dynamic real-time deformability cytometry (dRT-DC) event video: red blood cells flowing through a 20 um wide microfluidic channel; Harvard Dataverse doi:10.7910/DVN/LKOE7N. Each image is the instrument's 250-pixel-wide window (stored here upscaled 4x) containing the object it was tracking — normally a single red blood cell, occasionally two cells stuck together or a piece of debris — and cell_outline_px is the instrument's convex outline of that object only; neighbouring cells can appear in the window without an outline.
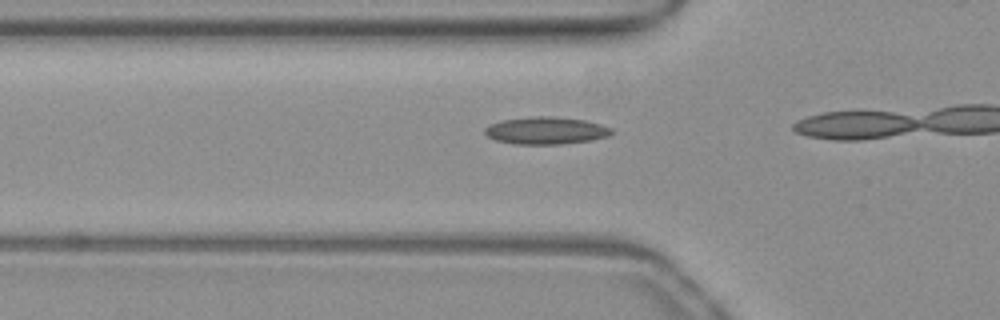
{"species": "common noctule bat (a hibernating species)", "species_latin": "Nyctalus noctula", "temperature_condition": "warm", "stored_images_in_passage": 16, "camera_frame_rate_fps": 3000, "um_per_image_px": 0.085, "animal": {"sex": "female", "body_mass_g": 19.3, "forearm_length_mm": 54.1}, "frame": {"image": 1, "passage_image": 14, "time_ms": 4.333, "image_size_px": [1000, 320], "cell_outline_px": [[612, 132], [608, 136], [588, 140], [560, 144], [512, 144], [496, 140], [488, 136], [484, 132], [484, 128], [488, 124], [500, 120], [532, 116], [552, 116], [584, 120], [600, 124], [612, 128]], "centroid_in_image_um": [46.34, 11.09], "position_along_channel_um": 79.5, "area_um2": 20.17}}